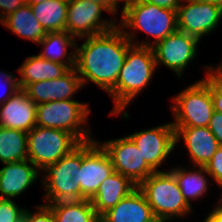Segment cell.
Wrapping results in <instances>:
<instances>
[{"label":"cell","mask_w":222,"mask_h":222,"mask_svg":"<svg viewBox=\"0 0 222 222\" xmlns=\"http://www.w3.org/2000/svg\"><path fill=\"white\" fill-rule=\"evenodd\" d=\"M132 45L118 26L106 33L86 37L76 46L75 69L83 87L88 81L107 93L116 85L120 70Z\"/></svg>","instance_id":"1"},{"label":"cell","mask_w":222,"mask_h":222,"mask_svg":"<svg viewBox=\"0 0 222 222\" xmlns=\"http://www.w3.org/2000/svg\"><path fill=\"white\" fill-rule=\"evenodd\" d=\"M157 66L152 47L131 45L116 85L108 92L114 100L110 115L121 114L152 80Z\"/></svg>","instance_id":"2"},{"label":"cell","mask_w":222,"mask_h":222,"mask_svg":"<svg viewBox=\"0 0 222 222\" xmlns=\"http://www.w3.org/2000/svg\"><path fill=\"white\" fill-rule=\"evenodd\" d=\"M122 13L119 28L126 30H141L154 37L151 44L149 41H136L134 32L123 31L132 45L152 47L157 42L165 39L168 35L178 30L177 10L158 7L154 4L134 0L133 3ZM136 41V42H135Z\"/></svg>","instance_id":"3"},{"label":"cell","mask_w":222,"mask_h":222,"mask_svg":"<svg viewBox=\"0 0 222 222\" xmlns=\"http://www.w3.org/2000/svg\"><path fill=\"white\" fill-rule=\"evenodd\" d=\"M137 187L143 193L159 222L182 218L190 214L192 210V207L184 200L178 183L169 170L152 173Z\"/></svg>","instance_id":"4"},{"label":"cell","mask_w":222,"mask_h":222,"mask_svg":"<svg viewBox=\"0 0 222 222\" xmlns=\"http://www.w3.org/2000/svg\"><path fill=\"white\" fill-rule=\"evenodd\" d=\"M36 125L71 133L80 143L93 140L86 126L90 108L74 99L37 104ZM86 128V129H85Z\"/></svg>","instance_id":"5"},{"label":"cell","mask_w":222,"mask_h":222,"mask_svg":"<svg viewBox=\"0 0 222 222\" xmlns=\"http://www.w3.org/2000/svg\"><path fill=\"white\" fill-rule=\"evenodd\" d=\"M173 127H208L214 112L210 93V75L182 90L172 98Z\"/></svg>","instance_id":"6"},{"label":"cell","mask_w":222,"mask_h":222,"mask_svg":"<svg viewBox=\"0 0 222 222\" xmlns=\"http://www.w3.org/2000/svg\"><path fill=\"white\" fill-rule=\"evenodd\" d=\"M82 163V143L55 164L48 165L44 180L45 204L81 200L80 185H75L72 178Z\"/></svg>","instance_id":"7"},{"label":"cell","mask_w":222,"mask_h":222,"mask_svg":"<svg viewBox=\"0 0 222 222\" xmlns=\"http://www.w3.org/2000/svg\"><path fill=\"white\" fill-rule=\"evenodd\" d=\"M79 144L67 131L36 125L27 133L28 160L42 171L69 154Z\"/></svg>","instance_id":"8"},{"label":"cell","mask_w":222,"mask_h":222,"mask_svg":"<svg viewBox=\"0 0 222 222\" xmlns=\"http://www.w3.org/2000/svg\"><path fill=\"white\" fill-rule=\"evenodd\" d=\"M109 154L97 140L82 142V163L72 181L80 185L81 200H90L101 183L114 173Z\"/></svg>","instance_id":"9"},{"label":"cell","mask_w":222,"mask_h":222,"mask_svg":"<svg viewBox=\"0 0 222 222\" xmlns=\"http://www.w3.org/2000/svg\"><path fill=\"white\" fill-rule=\"evenodd\" d=\"M102 10L109 11L101 4L89 0H71L68 3L66 31L74 38L85 39L115 29L117 19H101Z\"/></svg>","instance_id":"10"},{"label":"cell","mask_w":222,"mask_h":222,"mask_svg":"<svg viewBox=\"0 0 222 222\" xmlns=\"http://www.w3.org/2000/svg\"><path fill=\"white\" fill-rule=\"evenodd\" d=\"M98 143L109 154L114 171L139 185L155 171L145 162L136 144L127 135L117 139Z\"/></svg>","instance_id":"11"},{"label":"cell","mask_w":222,"mask_h":222,"mask_svg":"<svg viewBox=\"0 0 222 222\" xmlns=\"http://www.w3.org/2000/svg\"><path fill=\"white\" fill-rule=\"evenodd\" d=\"M199 39L176 30L152 46L155 63L173 70L180 78L188 64L195 59Z\"/></svg>","instance_id":"12"},{"label":"cell","mask_w":222,"mask_h":222,"mask_svg":"<svg viewBox=\"0 0 222 222\" xmlns=\"http://www.w3.org/2000/svg\"><path fill=\"white\" fill-rule=\"evenodd\" d=\"M182 2L177 10L178 30L200 40L216 29L222 17V7L196 0Z\"/></svg>","instance_id":"13"},{"label":"cell","mask_w":222,"mask_h":222,"mask_svg":"<svg viewBox=\"0 0 222 222\" xmlns=\"http://www.w3.org/2000/svg\"><path fill=\"white\" fill-rule=\"evenodd\" d=\"M136 144L145 162L156 172L169 156L175 145V130L172 123L145 129L128 135Z\"/></svg>","instance_id":"14"},{"label":"cell","mask_w":222,"mask_h":222,"mask_svg":"<svg viewBox=\"0 0 222 222\" xmlns=\"http://www.w3.org/2000/svg\"><path fill=\"white\" fill-rule=\"evenodd\" d=\"M37 104L18 88L11 97L0 104V127L28 133L36 126Z\"/></svg>","instance_id":"15"},{"label":"cell","mask_w":222,"mask_h":222,"mask_svg":"<svg viewBox=\"0 0 222 222\" xmlns=\"http://www.w3.org/2000/svg\"><path fill=\"white\" fill-rule=\"evenodd\" d=\"M83 85L75 68L62 77L28 84L24 89L36 104L72 99Z\"/></svg>","instance_id":"16"},{"label":"cell","mask_w":222,"mask_h":222,"mask_svg":"<svg viewBox=\"0 0 222 222\" xmlns=\"http://www.w3.org/2000/svg\"><path fill=\"white\" fill-rule=\"evenodd\" d=\"M175 145L183 138L190 160L197 167H205L219 144L208 127H174Z\"/></svg>","instance_id":"17"},{"label":"cell","mask_w":222,"mask_h":222,"mask_svg":"<svg viewBox=\"0 0 222 222\" xmlns=\"http://www.w3.org/2000/svg\"><path fill=\"white\" fill-rule=\"evenodd\" d=\"M41 172L28 159L4 163L0 169V198L12 199L19 197L39 177Z\"/></svg>","instance_id":"18"},{"label":"cell","mask_w":222,"mask_h":222,"mask_svg":"<svg viewBox=\"0 0 222 222\" xmlns=\"http://www.w3.org/2000/svg\"><path fill=\"white\" fill-rule=\"evenodd\" d=\"M100 222H159L138 187L100 217Z\"/></svg>","instance_id":"19"},{"label":"cell","mask_w":222,"mask_h":222,"mask_svg":"<svg viewBox=\"0 0 222 222\" xmlns=\"http://www.w3.org/2000/svg\"><path fill=\"white\" fill-rule=\"evenodd\" d=\"M136 188L137 185L129 178L114 172L101 183L90 201L98 216L101 217Z\"/></svg>","instance_id":"20"},{"label":"cell","mask_w":222,"mask_h":222,"mask_svg":"<svg viewBox=\"0 0 222 222\" xmlns=\"http://www.w3.org/2000/svg\"><path fill=\"white\" fill-rule=\"evenodd\" d=\"M70 69L63 64L55 63L47 59H43L39 55L27 57L17 71L20 73L18 84L20 88H25L28 84L52 80L62 77Z\"/></svg>","instance_id":"21"},{"label":"cell","mask_w":222,"mask_h":222,"mask_svg":"<svg viewBox=\"0 0 222 222\" xmlns=\"http://www.w3.org/2000/svg\"><path fill=\"white\" fill-rule=\"evenodd\" d=\"M39 45L45 47L40 54L38 53L43 59L66 65L69 69L75 68L76 51L68 53V48L72 47L75 50L78 44L76 38L67 31L47 32Z\"/></svg>","instance_id":"22"},{"label":"cell","mask_w":222,"mask_h":222,"mask_svg":"<svg viewBox=\"0 0 222 222\" xmlns=\"http://www.w3.org/2000/svg\"><path fill=\"white\" fill-rule=\"evenodd\" d=\"M0 23L15 35L38 44L47 34L27 4L4 17Z\"/></svg>","instance_id":"23"},{"label":"cell","mask_w":222,"mask_h":222,"mask_svg":"<svg viewBox=\"0 0 222 222\" xmlns=\"http://www.w3.org/2000/svg\"><path fill=\"white\" fill-rule=\"evenodd\" d=\"M67 0H46L31 5L35 18L46 32L66 31Z\"/></svg>","instance_id":"24"},{"label":"cell","mask_w":222,"mask_h":222,"mask_svg":"<svg viewBox=\"0 0 222 222\" xmlns=\"http://www.w3.org/2000/svg\"><path fill=\"white\" fill-rule=\"evenodd\" d=\"M175 177L178 186L182 192L183 198L186 203L192 207L190 199H198L202 197L205 192H207L208 187V177L209 174L205 167H199L196 170L191 171L190 169H183L181 166L172 168L169 170ZM206 174V175H205Z\"/></svg>","instance_id":"25"},{"label":"cell","mask_w":222,"mask_h":222,"mask_svg":"<svg viewBox=\"0 0 222 222\" xmlns=\"http://www.w3.org/2000/svg\"><path fill=\"white\" fill-rule=\"evenodd\" d=\"M47 205L52 210L54 222H100V217L88 199Z\"/></svg>","instance_id":"26"},{"label":"cell","mask_w":222,"mask_h":222,"mask_svg":"<svg viewBox=\"0 0 222 222\" xmlns=\"http://www.w3.org/2000/svg\"><path fill=\"white\" fill-rule=\"evenodd\" d=\"M28 159L27 133L0 127V161L12 163Z\"/></svg>","instance_id":"27"},{"label":"cell","mask_w":222,"mask_h":222,"mask_svg":"<svg viewBox=\"0 0 222 222\" xmlns=\"http://www.w3.org/2000/svg\"><path fill=\"white\" fill-rule=\"evenodd\" d=\"M24 211L25 208H19L14 200L0 198V222H19Z\"/></svg>","instance_id":"28"},{"label":"cell","mask_w":222,"mask_h":222,"mask_svg":"<svg viewBox=\"0 0 222 222\" xmlns=\"http://www.w3.org/2000/svg\"><path fill=\"white\" fill-rule=\"evenodd\" d=\"M207 173L217 185H222V146H219L217 151L213 154L210 161L205 166Z\"/></svg>","instance_id":"29"},{"label":"cell","mask_w":222,"mask_h":222,"mask_svg":"<svg viewBox=\"0 0 222 222\" xmlns=\"http://www.w3.org/2000/svg\"><path fill=\"white\" fill-rule=\"evenodd\" d=\"M38 211L29 212L24 211L23 220L24 222H54V217L51 208L46 205H39L36 207Z\"/></svg>","instance_id":"30"},{"label":"cell","mask_w":222,"mask_h":222,"mask_svg":"<svg viewBox=\"0 0 222 222\" xmlns=\"http://www.w3.org/2000/svg\"><path fill=\"white\" fill-rule=\"evenodd\" d=\"M210 93L214 111L222 114V82L210 76Z\"/></svg>","instance_id":"31"},{"label":"cell","mask_w":222,"mask_h":222,"mask_svg":"<svg viewBox=\"0 0 222 222\" xmlns=\"http://www.w3.org/2000/svg\"><path fill=\"white\" fill-rule=\"evenodd\" d=\"M1 76L5 79L4 82H6V84L8 85L7 86L8 92L7 91L5 92V93H7L6 95H0V104L4 103L19 88L18 80L15 75L8 74L7 72H5V73L0 72V77ZM4 86H5L4 88L6 89L7 87H6L5 83H4ZM1 96H2V98H1Z\"/></svg>","instance_id":"32"},{"label":"cell","mask_w":222,"mask_h":222,"mask_svg":"<svg viewBox=\"0 0 222 222\" xmlns=\"http://www.w3.org/2000/svg\"><path fill=\"white\" fill-rule=\"evenodd\" d=\"M208 128L216 137L219 146H222V114L216 111L213 112L209 121Z\"/></svg>","instance_id":"33"},{"label":"cell","mask_w":222,"mask_h":222,"mask_svg":"<svg viewBox=\"0 0 222 222\" xmlns=\"http://www.w3.org/2000/svg\"><path fill=\"white\" fill-rule=\"evenodd\" d=\"M25 4V0H0V21L10 13L23 7Z\"/></svg>","instance_id":"34"},{"label":"cell","mask_w":222,"mask_h":222,"mask_svg":"<svg viewBox=\"0 0 222 222\" xmlns=\"http://www.w3.org/2000/svg\"><path fill=\"white\" fill-rule=\"evenodd\" d=\"M141 2L154 4L158 7L170 9V10H178L182 0H139Z\"/></svg>","instance_id":"35"},{"label":"cell","mask_w":222,"mask_h":222,"mask_svg":"<svg viewBox=\"0 0 222 222\" xmlns=\"http://www.w3.org/2000/svg\"><path fill=\"white\" fill-rule=\"evenodd\" d=\"M208 70V74L214 78L215 80L222 82V63L217 66V67H211V66H207L206 67Z\"/></svg>","instance_id":"36"},{"label":"cell","mask_w":222,"mask_h":222,"mask_svg":"<svg viewBox=\"0 0 222 222\" xmlns=\"http://www.w3.org/2000/svg\"><path fill=\"white\" fill-rule=\"evenodd\" d=\"M207 215L203 222H222V212L215 208Z\"/></svg>","instance_id":"37"},{"label":"cell","mask_w":222,"mask_h":222,"mask_svg":"<svg viewBox=\"0 0 222 222\" xmlns=\"http://www.w3.org/2000/svg\"><path fill=\"white\" fill-rule=\"evenodd\" d=\"M89 1L103 5L112 15L118 13L117 10L108 2V0H89Z\"/></svg>","instance_id":"38"},{"label":"cell","mask_w":222,"mask_h":222,"mask_svg":"<svg viewBox=\"0 0 222 222\" xmlns=\"http://www.w3.org/2000/svg\"><path fill=\"white\" fill-rule=\"evenodd\" d=\"M124 2L122 12L125 11L132 3L134 0H108V2L116 9L118 10V2Z\"/></svg>","instance_id":"39"},{"label":"cell","mask_w":222,"mask_h":222,"mask_svg":"<svg viewBox=\"0 0 222 222\" xmlns=\"http://www.w3.org/2000/svg\"><path fill=\"white\" fill-rule=\"evenodd\" d=\"M196 1L210 2V3L216 4L222 7V0H196Z\"/></svg>","instance_id":"40"},{"label":"cell","mask_w":222,"mask_h":222,"mask_svg":"<svg viewBox=\"0 0 222 222\" xmlns=\"http://www.w3.org/2000/svg\"><path fill=\"white\" fill-rule=\"evenodd\" d=\"M43 1H46V0H25V3L27 4V5H34V4H36V3H41V2H43Z\"/></svg>","instance_id":"41"},{"label":"cell","mask_w":222,"mask_h":222,"mask_svg":"<svg viewBox=\"0 0 222 222\" xmlns=\"http://www.w3.org/2000/svg\"><path fill=\"white\" fill-rule=\"evenodd\" d=\"M219 202H221V203H219V205L218 204L215 205L216 207H214V208L219 210L220 212H222V198L219 199Z\"/></svg>","instance_id":"42"}]
</instances>
